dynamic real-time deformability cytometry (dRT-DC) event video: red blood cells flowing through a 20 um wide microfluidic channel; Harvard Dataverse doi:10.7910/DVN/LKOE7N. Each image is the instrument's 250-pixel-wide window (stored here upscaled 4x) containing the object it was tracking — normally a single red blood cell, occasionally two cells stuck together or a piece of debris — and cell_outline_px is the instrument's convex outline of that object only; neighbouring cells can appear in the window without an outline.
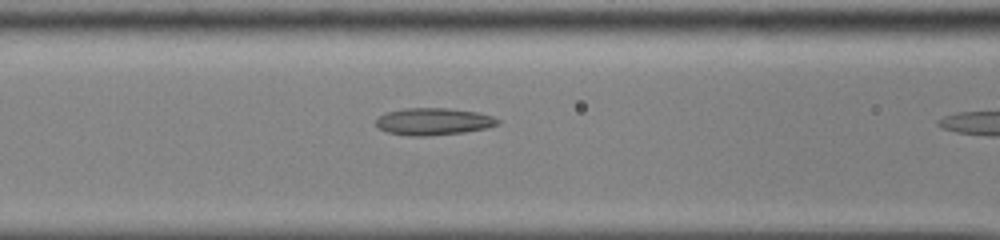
{"species": "common noctule bat (a hibernating species)", "species_latin": "Nyctalus noctula", "temperature_condition": "cold", "stored_images_in_passage": 11, "camera_frame_rate_fps": 3000, "um_per_image_px": 0.085, "animal": {"sex": "male", "body_mass_g": 13.0, "forearm_length_mm": 53.1}, "frame": {"image": 1, "passage_image": 10, "time_ms": 3.0, "image_size_px": [1000, 240], "cell_outline_px": [[500, 124], [488, 128], [464, 132], [428, 136], [408, 136], [388, 132], [380, 128], [376, 124], [376, 116], [388, 112], [404, 108], [448, 108], [476, 112], [492, 116], [500, 120]], "centroid_in_image_um": [36.85, 10.33], "position_along_channel_um": 129.8, "area_um2": 19.31}}